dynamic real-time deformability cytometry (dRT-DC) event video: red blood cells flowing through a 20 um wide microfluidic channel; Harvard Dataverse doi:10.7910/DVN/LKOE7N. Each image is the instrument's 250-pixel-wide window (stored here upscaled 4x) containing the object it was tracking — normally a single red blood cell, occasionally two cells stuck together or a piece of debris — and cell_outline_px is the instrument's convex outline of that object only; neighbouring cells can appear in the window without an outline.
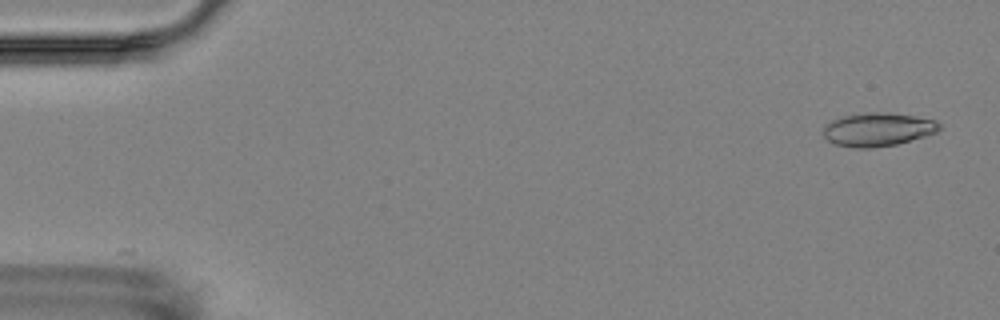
{"species": "Egyptian fruit bat (a non-hibernating species)", "species_latin": "Rousettus aegyptiacus", "temperature_condition": "room temperature", "stored_images_in_passage": 5, "camera_frame_rate_fps": 3000, "um_per_image_px": 0.085, "animal": {"sex": "female"}, "frame": {"image": 1, "passage_image": 1, "time_ms": 0.0, "image_size_px": [1000, 320], "cell_outline_px": [[940, 128], [936, 132], [924, 136], [896, 144], [872, 148], [852, 148], [832, 144], [824, 136], [824, 124], [832, 120], [844, 116], [868, 112], [888, 112], [936, 120], [940, 124]], "centroid_in_image_um": [74.57, 11.01], "position_along_channel_um": 10.4, "area_um2": 22.6}}
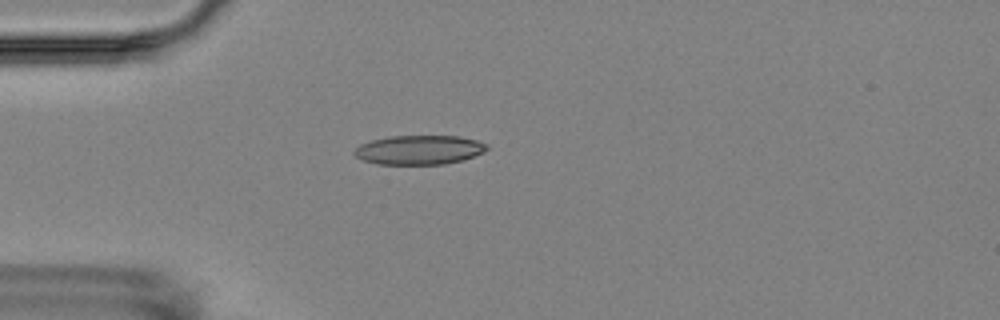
{"frame": {"image": 2, "passage_image": 4, "time_ms": 4.333, "image_size_px": [1000, 320], "cell_outline_px": [[488, 148], [484, 152], [464, 160], [444, 164], [376, 164], [364, 160], [356, 156], [352, 152], [360, 144], [372, 140], [392, 136], [456, 136], [476, 140], [488, 144]], "centroid_in_image_um": [35.65, 12.74], "position_along_channel_um": 49.4, "area_um2": 22.54}}